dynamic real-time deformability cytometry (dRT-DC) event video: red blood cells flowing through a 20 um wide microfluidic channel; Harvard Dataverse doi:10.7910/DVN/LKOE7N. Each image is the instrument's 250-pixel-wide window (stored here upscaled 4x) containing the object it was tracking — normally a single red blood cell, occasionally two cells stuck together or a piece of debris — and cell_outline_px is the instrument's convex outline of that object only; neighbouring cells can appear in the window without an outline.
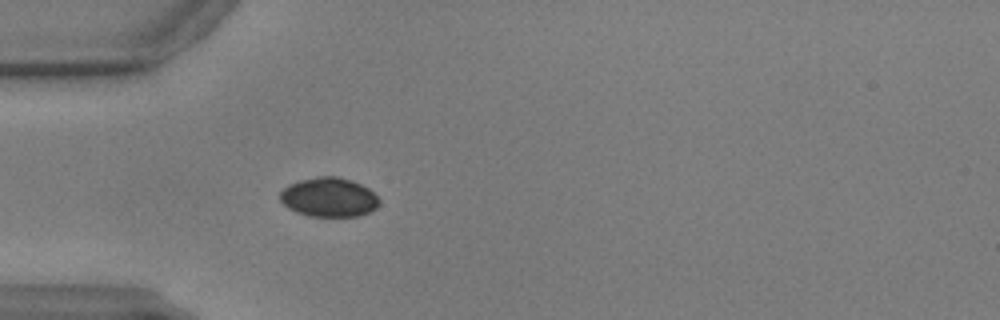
{"species": "common noctule bat (a hibernating species)", "species_latin": "Nyctalus noctula", "temperature_condition": "warm", "stored_images_in_passage": 43, "camera_frame_rate_fps": 3000, "um_per_image_px": 0.085, "animal": {"sex": "male", "body_mass_g": 17.9, "forearm_length_mm": 54.2}, "frame": {"image": 1, "passage_image": 5, "time_ms": 1.333, "image_size_px": [1000, 320], "cell_outline_px": [[380, 204], [376, 208], [360, 216], [308, 216], [296, 212], [288, 208], [280, 200], [280, 192], [288, 184], [300, 180], [320, 176], [336, 176], [352, 180], [368, 188], [380, 200]], "centroid_in_image_um": [27.95, 16.77], "position_along_channel_um": 57.0, "area_um2": 22.72}}
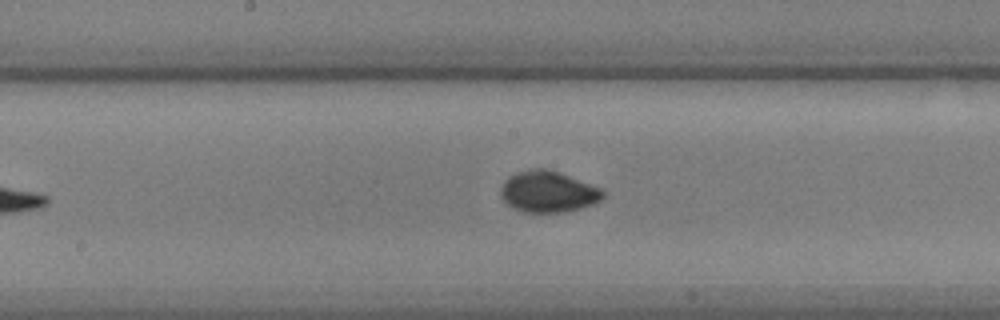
{"frame": {"image": 2, "passage_image": 18, "time_ms": 5.667, "image_size_px": [1000, 320], "cell_outline_px": [[604, 196], [600, 200], [592, 204], [580, 208], [564, 212], [524, 212], [512, 208], [500, 196], [500, 188], [504, 180], [508, 176], [528, 168], [548, 168], [560, 172], [600, 188], [604, 192]], "centroid_in_image_um": [46.54, 16.28], "position_along_channel_um": 201.7, "area_um2": 24.68}}
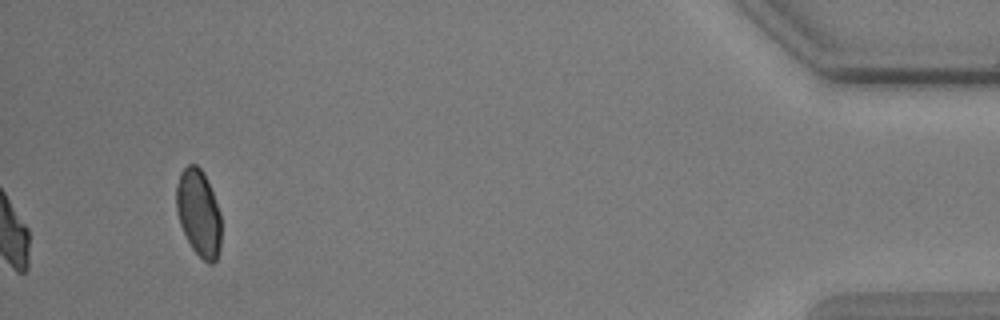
{"frame": {"image": 3, "passage_image": 43, "time_ms": 14.0, "image_size_px": [1000, 320], "cell_outline_px": [[220, 252], [216, 260], [212, 264], [208, 264], [192, 248], [180, 224], [176, 212], [176, 184], [180, 172], [188, 164], [196, 164], [204, 172], [208, 180], [220, 212]], "centroid_in_image_um": [16.88, 18.08], "position_along_channel_um": 418.3, "area_um2": 22.83}}